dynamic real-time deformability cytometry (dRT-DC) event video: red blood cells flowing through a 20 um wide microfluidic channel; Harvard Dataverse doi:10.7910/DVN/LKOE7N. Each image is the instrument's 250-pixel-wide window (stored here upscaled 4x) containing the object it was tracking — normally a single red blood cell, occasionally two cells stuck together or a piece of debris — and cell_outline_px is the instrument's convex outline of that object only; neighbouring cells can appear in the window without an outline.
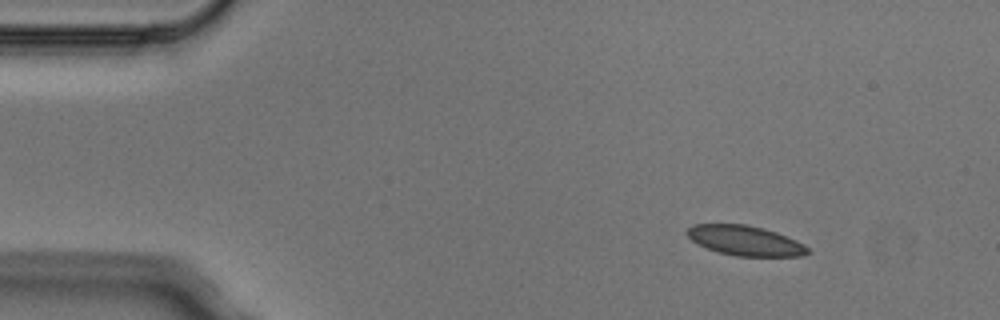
{"species": "Egyptian fruit bat (a non-hibernating species)", "species_latin": "Rousettus aegyptiacus", "temperature_condition": "cold", "stored_images_in_passage": 7, "camera_frame_rate_fps": 3000, "um_per_image_px": 0.085, "animal": {"sex": "male"}, "frame": {"image": 1, "passage_image": 1, "time_ms": 0.0, "image_size_px": [1000, 320], "cell_outline_px": [[808, 252], [804, 256], [736, 256], [716, 252], [692, 240], [684, 232], [692, 224], [748, 224], [764, 228], [776, 232], [796, 240], [804, 244], [808, 248]], "centroid_in_image_um": [63.33, 20.44], "position_along_channel_um": 21.7, "area_um2": 21.04}}
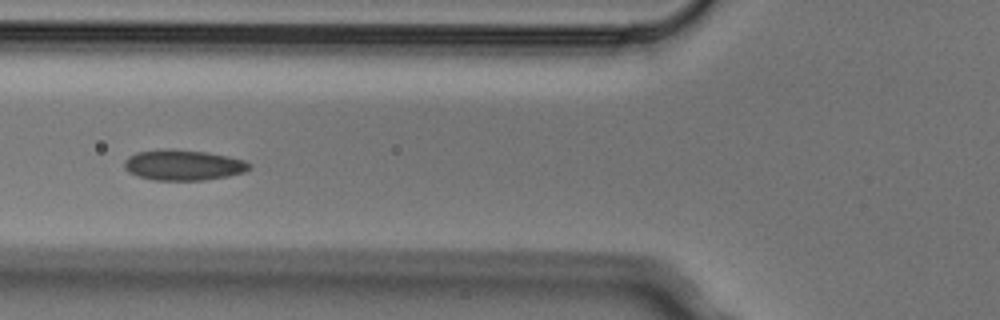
{"frame": {"image": 2, "passage_image": 4, "time_ms": 1.0, "image_size_px": [1000, 320], "cell_outline_px": [[252, 168], [244, 172], [228, 176], [204, 180], [152, 180], [136, 176], [128, 172], [124, 168], [124, 160], [128, 156], [136, 152], [160, 148], [172, 148], [208, 152], [228, 156], [244, 160], [252, 164]], "centroid_in_image_um": [15.55, 14.01], "position_along_channel_um": 110.2, "area_um2": 22.77}}
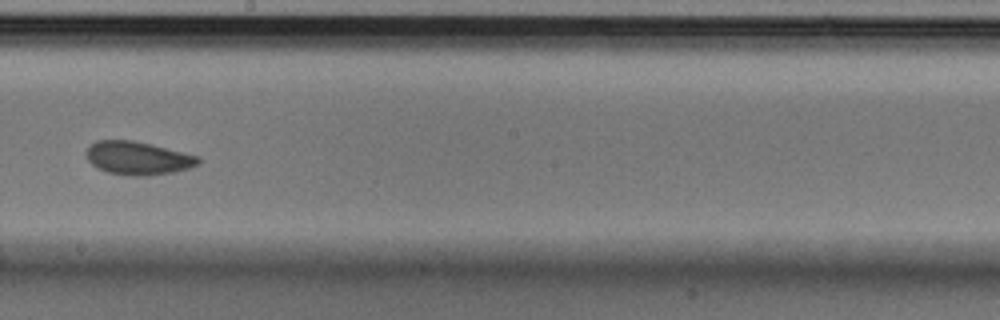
{"frame": {"image": 3, "passage_image": 7, "time_ms": 2.0, "image_size_px": [1000, 320], "cell_outline_px": [[200, 164], [192, 168], [172, 172], [148, 176], [132, 176], [108, 172], [96, 168], [88, 160], [84, 152], [96, 140], [132, 140], [200, 156]], "centroid_in_image_um": [11.73, 13.45], "position_along_channel_um": 236.5, "area_um2": 21.79}}